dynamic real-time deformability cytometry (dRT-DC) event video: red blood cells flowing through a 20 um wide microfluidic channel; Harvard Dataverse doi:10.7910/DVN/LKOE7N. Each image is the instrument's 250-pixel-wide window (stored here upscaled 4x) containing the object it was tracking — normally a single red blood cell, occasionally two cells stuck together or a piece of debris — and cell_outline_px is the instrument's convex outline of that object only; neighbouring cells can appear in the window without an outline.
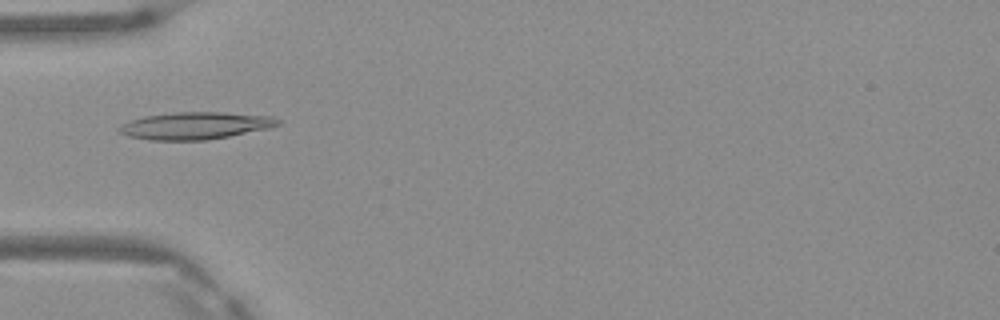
{"species": "Egyptian fruit bat (a non-hibernating species)", "species_latin": "Rousettus aegyptiacus", "temperature_condition": "warm", "stored_images_in_passage": 6, "camera_frame_rate_fps": 3000, "um_per_image_px": 0.085, "frame": {"image": 1, "passage_image": 5, "time_ms": 1.333, "image_size_px": [1000, 320], "cell_outline_px": [[280, 124], [272, 128], [228, 136], [204, 140], [148, 140], [128, 136], [116, 132], [116, 128], [120, 124], [128, 120], [144, 116], [172, 112], [224, 112], [272, 116], [280, 120]], "centroid_in_image_um": [16.55, 10.67], "position_along_channel_um": 68.5, "area_um2": 25.55}}
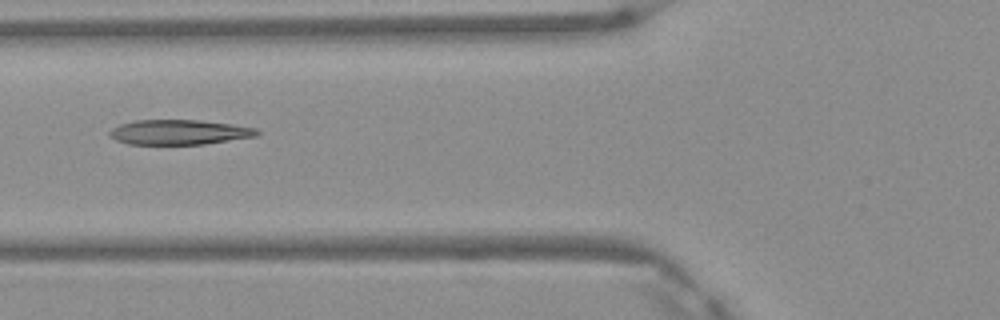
{"frame": {"image": 2, "passage_image": 6, "time_ms": 1.667, "image_size_px": [1000, 320], "cell_outline_px": [[260, 132], [256, 136], [204, 144], [128, 144], [116, 140], [108, 136], [108, 132], [112, 128], [120, 124], [136, 120], [200, 120], [232, 124], [256, 128]], "centroid_in_image_um": [15.2, 11.23], "position_along_channel_um": 110.6, "area_um2": 21.39}}